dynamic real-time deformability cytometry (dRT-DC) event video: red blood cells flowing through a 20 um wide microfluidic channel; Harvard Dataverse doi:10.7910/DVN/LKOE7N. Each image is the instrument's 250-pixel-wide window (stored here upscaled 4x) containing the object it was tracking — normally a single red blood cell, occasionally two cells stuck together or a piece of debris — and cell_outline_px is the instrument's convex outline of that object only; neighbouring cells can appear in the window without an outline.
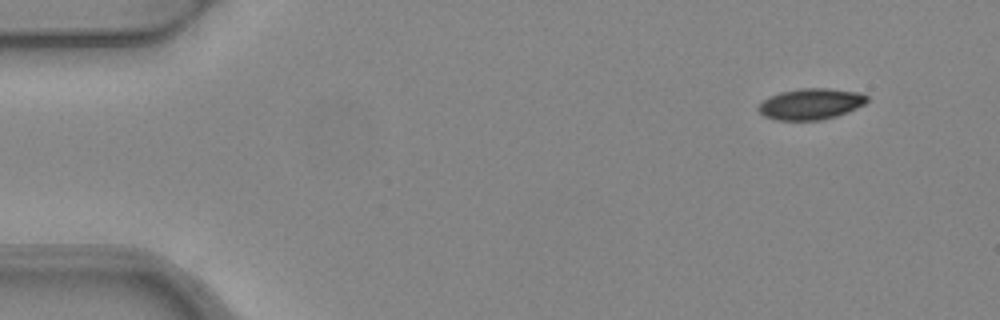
{"species": "common noctule bat (a hibernating species)", "species_latin": "Nyctalus noctula", "temperature_condition": "warm", "stored_images_in_passage": 4, "camera_frame_rate_fps": 3000, "um_per_image_px": 0.085, "animal": {"sex": "female", "body_mass_g": 24.6, "forearm_length_mm": 56.2}, "frame": {"image": 1, "passage_image": 1, "time_ms": 0.0, "image_size_px": [1000, 320], "cell_outline_px": [[868, 100], [864, 104], [848, 112], [836, 116], [820, 120], [776, 120], [764, 116], [756, 108], [764, 100], [780, 92], [800, 88], [828, 88], [856, 92], [868, 96]], "centroid_in_image_um": [68.91, 8.84], "position_along_channel_um": 16.1, "area_um2": 19.54}}
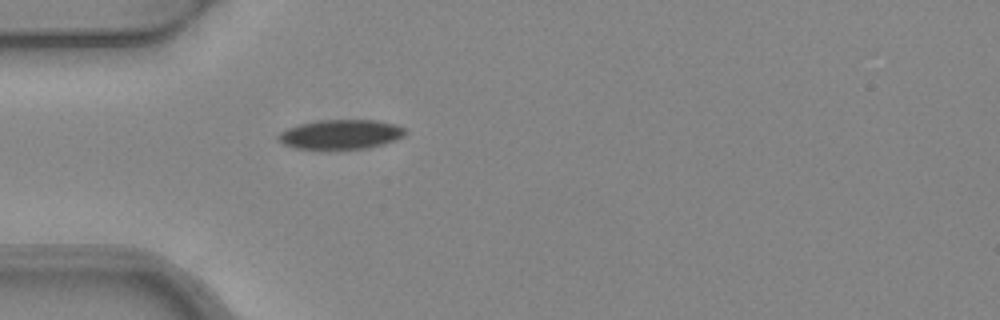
{"frame": {"image": 2, "passage_image": 4, "time_ms": 1.0, "image_size_px": [1000, 320], "cell_outline_px": [[404, 136], [396, 140], [364, 148], [296, 148], [284, 144], [276, 140], [276, 136], [280, 132], [288, 128], [300, 124], [320, 120], [372, 120], [396, 124], [404, 128]], "centroid_in_image_um": [28.93, 11.41], "position_along_channel_um": 56.1, "area_um2": 21.39}}